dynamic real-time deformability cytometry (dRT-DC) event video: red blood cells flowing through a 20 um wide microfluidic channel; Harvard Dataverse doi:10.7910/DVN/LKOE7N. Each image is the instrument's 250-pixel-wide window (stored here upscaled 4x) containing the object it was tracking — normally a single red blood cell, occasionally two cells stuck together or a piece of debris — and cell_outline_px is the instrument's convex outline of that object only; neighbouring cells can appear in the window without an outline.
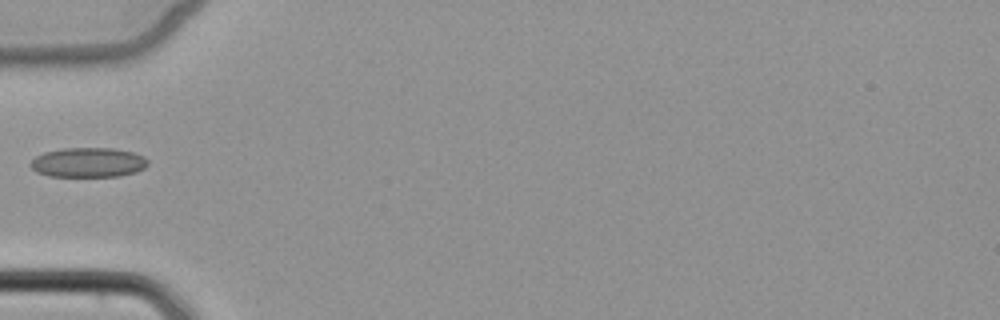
{"species": "common noctule bat (a hibernating species)", "species_latin": "Nyctalus noctula", "temperature_condition": "cold", "stored_images_in_passage": 5, "camera_frame_rate_fps": 3000, "um_per_image_px": 0.085, "animal": {"sex": "female", "body_mass_g": 22.7, "forearm_length_mm": 54.2}, "frame": {"image": 1, "passage_image": 4, "time_ms": 4.667, "image_size_px": [1000, 320], "cell_outline_px": [[148, 164], [144, 168], [136, 172], [120, 176], [48, 176], [36, 172], [28, 164], [36, 156], [44, 152], [64, 148], [112, 148], [132, 152], [144, 156], [148, 160]], "centroid_in_image_um": [7.49, 13.81], "position_along_channel_um": 77.5, "area_um2": 20.35}}
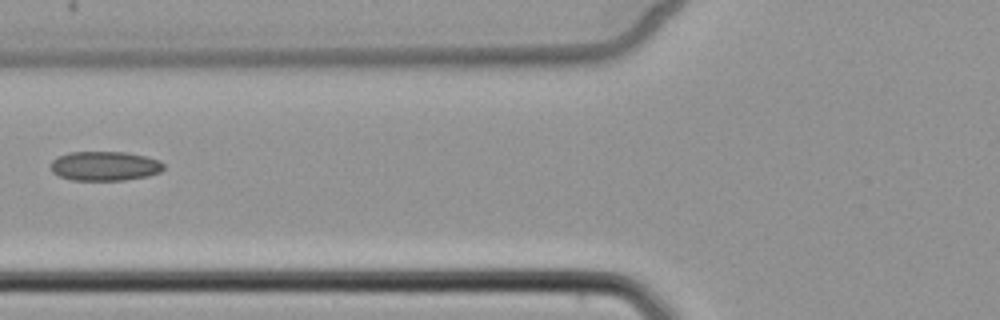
{"frame": {"image": 2, "passage_image": 5, "time_ms": 5.667, "image_size_px": [1000, 320], "cell_outline_px": [[164, 168], [160, 172], [148, 176], [124, 180], [72, 180], [60, 176], [52, 172], [52, 160], [56, 156], [68, 152], [124, 152], [144, 156], [160, 160], [164, 164]], "centroid_in_image_um": [8.9, 14.11], "position_along_channel_um": 116.9, "area_um2": 19.36}}